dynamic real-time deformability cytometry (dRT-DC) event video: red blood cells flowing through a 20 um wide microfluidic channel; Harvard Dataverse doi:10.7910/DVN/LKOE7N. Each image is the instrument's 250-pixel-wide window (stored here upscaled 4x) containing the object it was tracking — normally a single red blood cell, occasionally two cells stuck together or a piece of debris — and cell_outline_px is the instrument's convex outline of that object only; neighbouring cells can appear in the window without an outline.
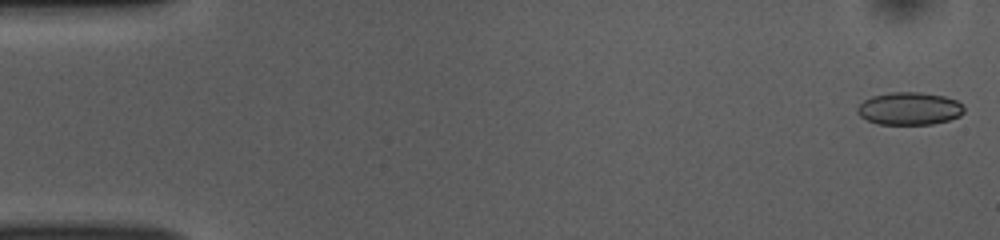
{"species": "common noctule bat (a hibernating species)", "species_latin": "Nyctalus noctula", "temperature_condition": "room temperature", "stored_images_in_passage": 51, "camera_frame_rate_fps": 3000, "um_per_image_px": 0.085, "animal": {"sex": "female", "body_mass_g": 10.0, "forearm_length_mm": 53.1}, "frame": {"image": 1, "passage_image": 1, "time_ms": 0.0, "image_size_px": [1000, 240], "cell_outline_px": [[964, 112], [960, 116], [948, 120], [932, 124], [876, 124], [860, 116], [856, 112], [856, 108], [864, 100], [872, 96], [892, 92], [920, 92], [944, 96], [956, 100], [964, 104]], "centroid_in_image_um": [77.31, 9.23], "position_along_channel_um": 7.7, "area_um2": 20.4}}
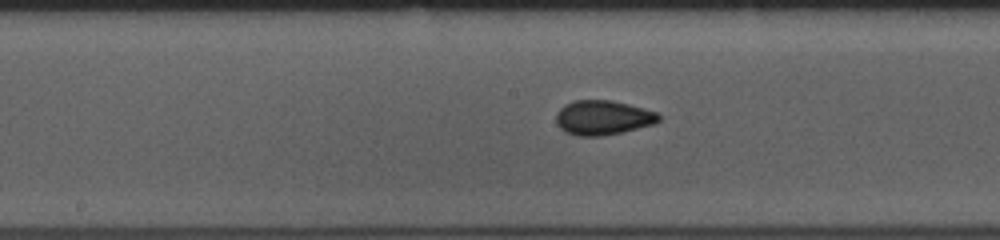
{"frame": {"image": 2, "passage_image": 26, "time_ms": 8.333, "image_size_px": [1000, 240], "cell_outline_px": [[660, 120], [656, 124], [620, 132], [600, 136], [576, 136], [564, 132], [556, 124], [556, 112], [564, 104], [576, 100], [612, 100], [644, 108], [656, 112], [660, 116]], "centroid_in_image_um": [51.22, 10.0], "position_along_channel_um": 197.0, "area_um2": 20.81}}
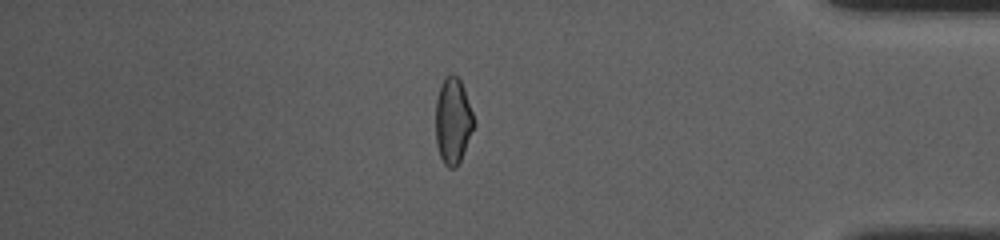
{"frame": {"image": 3, "passage_image": 44, "time_ms": 14.333, "image_size_px": [1000, 240], "cell_outline_px": [[476, 124], [460, 160], [456, 168], [448, 168], [444, 164], [440, 156], [436, 144], [436, 100], [440, 84], [444, 76], [452, 72], [460, 80], [464, 88]], "centroid_in_image_um": [38.49, 10.25], "position_along_channel_um": 396.7, "area_um2": 19.36}, "authors_computed_cell_mechanics": {"area_um2": 19.9988, "velocity_mm_per_s": 3.8697, "shape_relaxation_time_tau1_ms": 9.6645, "shape_relaxation_time_tau2_ms": 1.3454, "deformation_change_tau1": 0.1515, "deformation_change_tau2": 0.048}}